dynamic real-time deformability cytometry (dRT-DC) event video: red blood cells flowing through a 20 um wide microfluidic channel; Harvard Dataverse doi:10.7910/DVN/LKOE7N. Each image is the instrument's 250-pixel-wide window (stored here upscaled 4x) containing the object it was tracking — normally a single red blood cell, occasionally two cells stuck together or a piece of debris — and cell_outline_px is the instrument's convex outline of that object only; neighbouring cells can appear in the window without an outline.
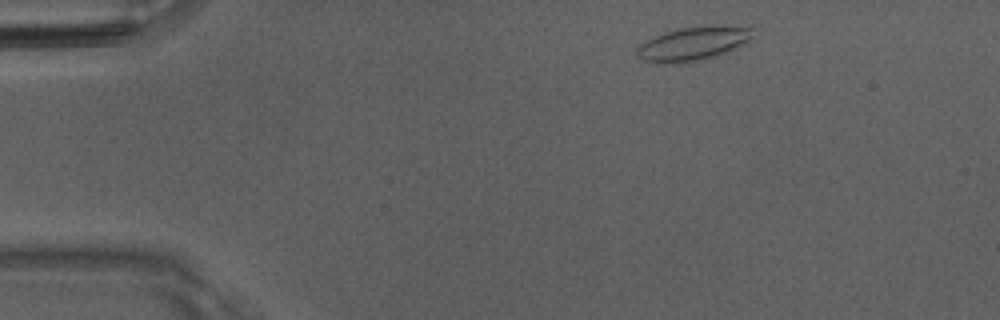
{"species": "Egyptian fruit bat (a non-hibernating species)", "species_latin": "Rousettus aegyptiacus", "temperature_condition": "room temperature", "stored_images_in_passage": 46, "camera_frame_rate_fps": 3000, "um_per_image_px": 0.085, "animal": {"sex": "male"}, "frame": {"image": 1, "passage_image": 3, "time_ms": 0.667, "image_size_px": [1000, 320], "cell_outline_px": [[756, 36], [736, 48], [716, 56], [696, 60], [672, 64], [664, 64], [644, 60], [636, 56], [636, 48], [644, 40], [664, 32], [680, 28], [712, 24], [752, 24], [756, 28]], "centroid_in_image_um": [59.04, 3.64], "position_along_channel_um": 26.0, "area_um2": 23.81}}
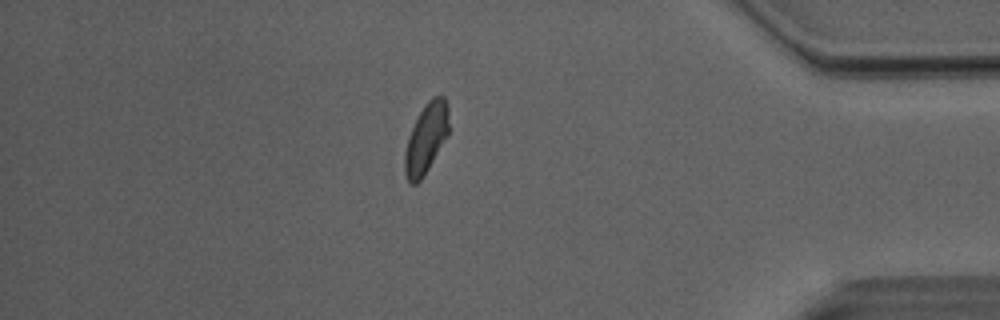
{"frame": {"image": 2, "passage_image": 39, "time_ms": 12.667, "image_size_px": [1000, 320], "cell_outline_px": [[448, 136], [424, 176], [416, 184], [412, 184], [408, 180], [404, 172], [404, 152], [408, 136], [424, 104], [432, 96], [444, 96], [448, 108]], "centroid_in_image_um": [36.22, 11.77], "position_along_channel_um": 399.0, "area_um2": 18.03}}
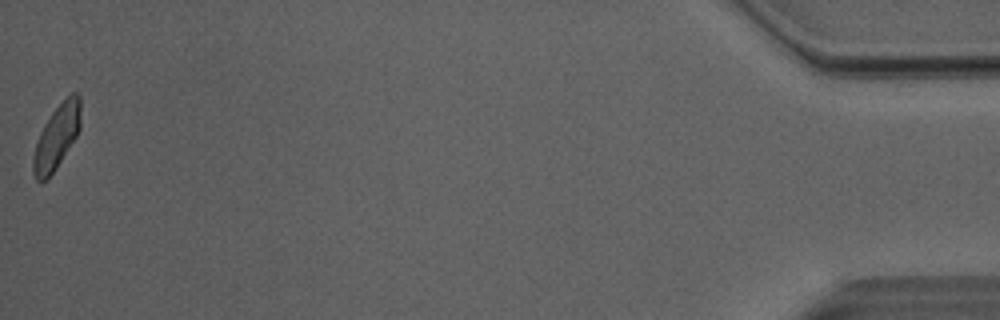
{"frame": {"image": 3, "passage_image": 46, "time_ms": 15.0, "image_size_px": [1000, 320], "cell_outline_px": [[80, 128], [76, 136], [52, 172], [44, 180], [36, 180], [32, 172], [32, 160], [36, 144], [40, 132], [44, 124], [52, 112], [72, 92], [76, 92], [80, 96]], "centroid_in_image_um": [4.81, 11.6], "position_along_channel_um": 430.4, "area_um2": 17.17}, "authors_computed_cell_mechanics": {"area_um2": 18.7272, "velocity_mm_per_s": 4.0311, "shape_relaxation_time_tau1_ms": 9.4957, "shape_relaxation_time_tau2_ms": 1.901, "deformation_change_tau1": 0.1696, "deformation_change_tau2": 0.0726}}